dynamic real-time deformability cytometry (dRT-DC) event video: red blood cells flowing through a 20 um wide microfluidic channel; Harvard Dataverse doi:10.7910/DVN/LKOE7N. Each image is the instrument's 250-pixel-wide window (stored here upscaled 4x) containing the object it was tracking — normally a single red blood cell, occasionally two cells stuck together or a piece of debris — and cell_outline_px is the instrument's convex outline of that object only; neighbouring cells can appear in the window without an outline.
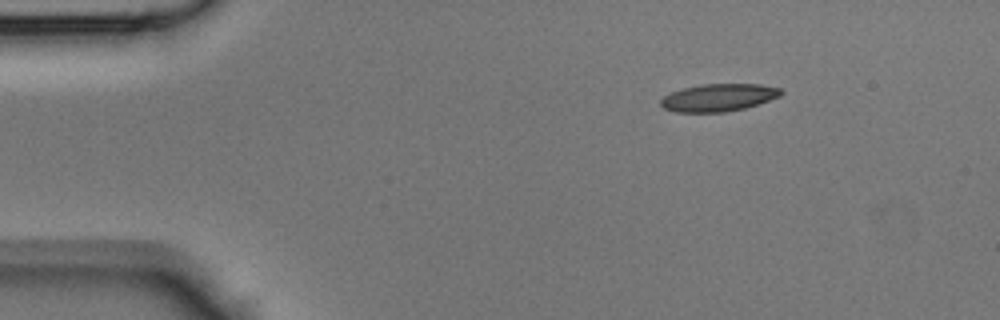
{"species": "Egyptian fruit bat (a non-hibernating species)", "species_latin": "Rousettus aegyptiacus", "temperature_condition": "room temperature", "stored_images_in_passage": 38, "camera_frame_rate_fps": 3000, "um_per_image_px": 0.085, "animal": {"sex": "male"}, "frame": {"image": 1, "passage_image": 1, "time_ms": 0.0, "image_size_px": [1000, 320], "cell_outline_px": [[784, 92], [780, 96], [744, 108], [724, 112], [676, 112], [664, 108], [660, 104], [660, 100], [664, 96], [672, 92], [684, 88], [700, 84], [760, 84], [780, 88]], "centroid_in_image_um": [61.07, 8.29], "position_along_channel_um": 23.9, "area_um2": 19.13}}
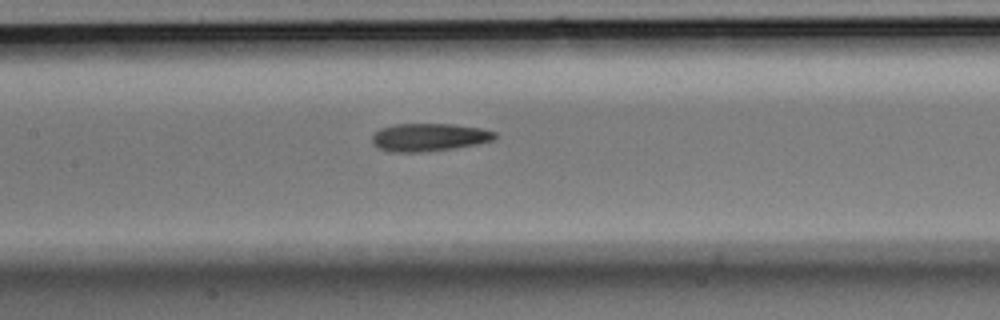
{"frame": {"image": 2, "passage_image": 15, "time_ms": 4.667, "image_size_px": [1000, 320], "cell_outline_px": [[496, 140], [476, 144], [452, 148], [420, 152], [388, 152], [376, 148], [372, 144], [372, 132], [380, 128], [392, 124], [452, 124], [480, 128], [496, 132]], "centroid_in_image_um": [36.4, 11.66], "position_along_channel_um": 171.0, "area_um2": 20.17}}
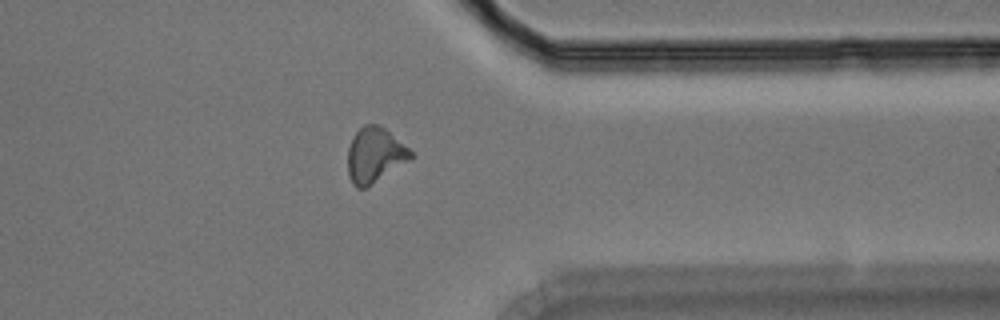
{"frame": {"image": 3, "passage_image": 29, "time_ms": 9.333, "image_size_px": [1000, 320], "cell_outline_px": [[412, 156], [408, 160], [368, 188], [356, 188], [352, 184], [348, 172], [348, 148], [352, 136], [364, 124], [376, 124], [384, 128], [408, 148], [412, 152]], "centroid_in_image_um": [31.81, 13.2], "position_along_channel_um": 379.6, "area_um2": 20.0}}